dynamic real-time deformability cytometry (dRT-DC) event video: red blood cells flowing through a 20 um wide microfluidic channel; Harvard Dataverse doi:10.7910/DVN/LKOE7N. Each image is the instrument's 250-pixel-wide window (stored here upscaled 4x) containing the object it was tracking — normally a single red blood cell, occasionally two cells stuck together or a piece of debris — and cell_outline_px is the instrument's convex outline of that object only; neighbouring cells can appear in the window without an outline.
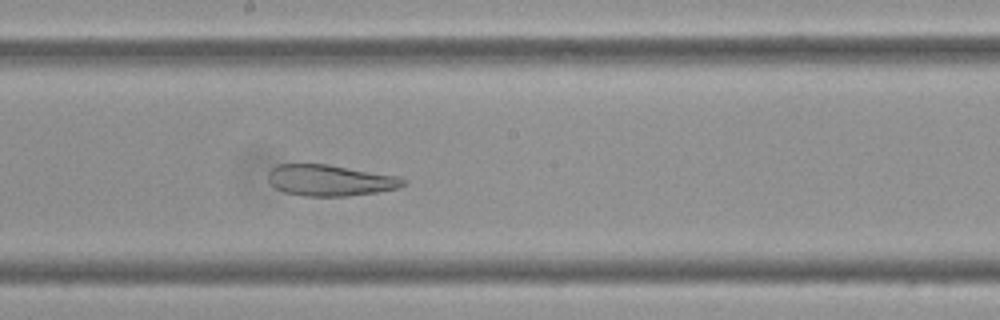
{"species": "Egyptian fruit bat (a non-hibernating species)", "species_latin": "Rousettus aegyptiacus", "temperature_condition": "cold", "stored_images_in_passage": 59, "camera_frame_rate_fps": 3000, "um_per_image_px": 0.085, "frame": {"image": 1, "passage_image": 32, "time_ms": 10.333, "image_size_px": [1000, 320], "cell_outline_px": [[408, 180], [400, 188], [376, 192], [348, 196], [304, 196], [284, 192], [276, 188], [268, 180], [268, 176], [272, 168], [280, 164], [328, 164], [396, 176]], "centroid_in_image_um": [28.07, 15.33], "position_along_channel_um": 220.1, "area_um2": 24.39}}
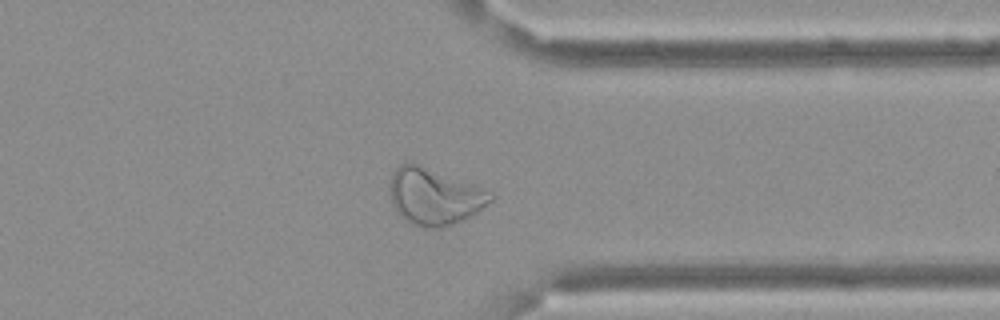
{"frame": {"image": 2, "passage_image": 46, "time_ms": 15.0, "image_size_px": [1000, 320], "cell_outline_px": [[496, 196], [492, 200], [472, 216], [452, 224], [440, 228], [424, 228], [412, 224], [404, 220], [396, 212], [388, 192], [392, 172], [400, 164], [416, 164], [472, 184], [492, 192]], "centroid_in_image_um": [36.89, 16.74], "position_along_channel_um": 374.5, "area_um2": 33.0}}
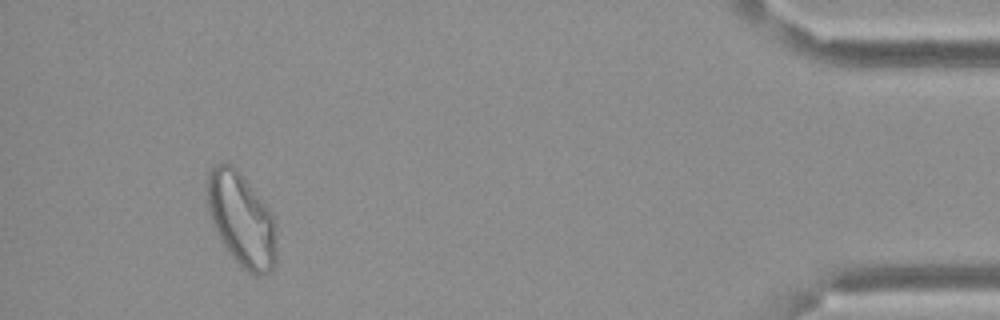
{"frame": {"image": 3, "passage_image": 55, "time_ms": 18.0, "image_size_px": [1000, 320], "cell_outline_px": [[276, 260], [272, 268], [268, 272], [260, 276], [256, 276], [240, 268], [228, 252], [220, 240], [216, 232], [208, 208], [208, 172], [216, 164], [232, 164], [244, 176], [268, 208], [276, 220]], "centroid_in_image_um": [20.55, 18.7], "position_along_channel_um": 414.6, "area_um2": 37.92}}